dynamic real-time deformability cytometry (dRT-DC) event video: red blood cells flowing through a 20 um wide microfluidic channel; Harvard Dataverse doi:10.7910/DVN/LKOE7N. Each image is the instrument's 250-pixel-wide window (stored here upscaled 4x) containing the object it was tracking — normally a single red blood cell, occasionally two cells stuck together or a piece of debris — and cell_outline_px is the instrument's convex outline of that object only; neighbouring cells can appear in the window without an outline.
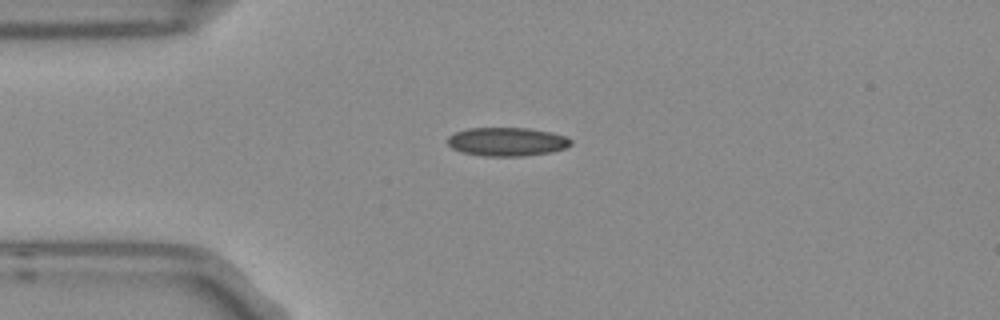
{"species": "Egyptian fruit bat (a non-hibernating species)", "species_latin": "Rousettus aegyptiacus", "temperature_condition": "room temperature", "stored_images_in_passage": 7, "camera_frame_rate_fps": 3000, "um_per_image_px": 0.085, "frame": {"image": 1, "passage_image": 2, "time_ms": 0.333, "image_size_px": [1000, 320], "cell_outline_px": [[572, 144], [564, 148], [552, 152], [524, 156], [484, 156], [464, 152], [452, 148], [448, 144], [448, 136], [456, 132], [468, 128], [528, 128], [548, 132], [564, 136], [572, 140]], "centroid_in_image_um": [43.09, 12.05], "position_along_channel_um": 41.9, "area_um2": 20.4}}
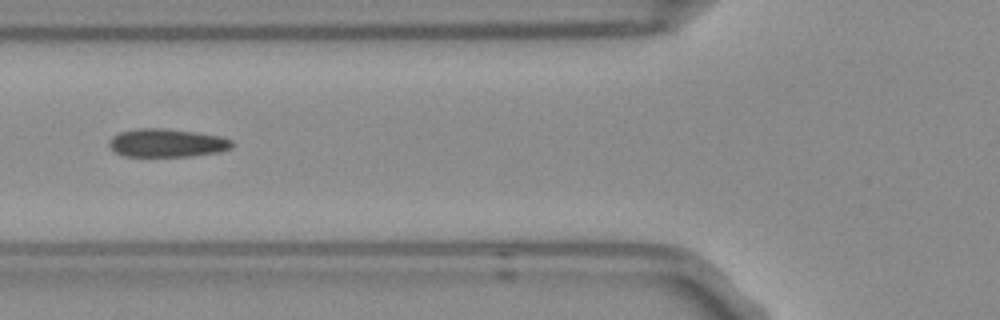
{"frame": {"image": 2, "passage_image": 4, "time_ms": 1.0, "image_size_px": [1000, 320], "cell_outline_px": [[232, 148], [220, 152], [188, 156], [124, 156], [116, 152], [108, 144], [108, 140], [112, 136], [120, 132], [136, 128], [164, 128], [196, 132], [220, 136], [232, 140]], "centroid_in_image_um": [14.18, 12.14], "position_along_channel_um": 111.6, "area_um2": 20.29}}